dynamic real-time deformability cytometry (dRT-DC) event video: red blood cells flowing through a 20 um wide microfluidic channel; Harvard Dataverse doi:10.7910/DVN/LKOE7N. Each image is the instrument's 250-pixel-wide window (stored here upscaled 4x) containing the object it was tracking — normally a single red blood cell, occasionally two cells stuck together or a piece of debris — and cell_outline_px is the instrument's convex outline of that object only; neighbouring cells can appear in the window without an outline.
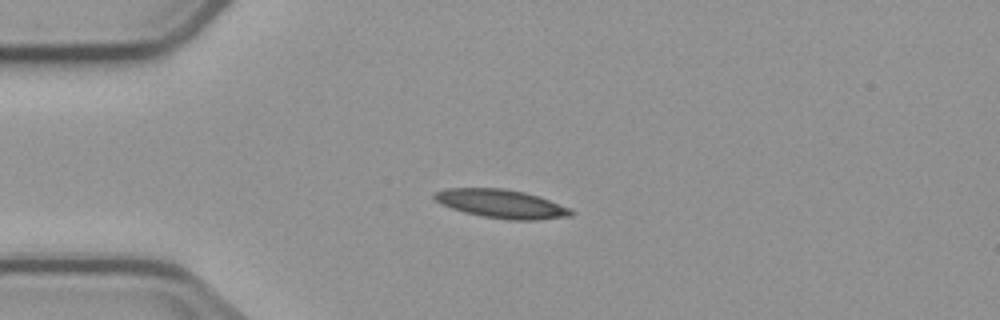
{"species": "common noctule bat (a hibernating species)", "species_latin": "Nyctalus noctula", "temperature_condition": "cold", "stored_images_in_passage": 4, "camera_frame_rate_fps": 3000, "um_per_image_px": 0.085, "animal": {"sex": "male", "body_mass_g": 23.1, "forearm_length_mm": 52.7}, "frame": {"image": 1, "passage_image": 1, "time_ms": 0.0, "image_size_px": [1000, 320], "cell_outline_px": [[576, 212], [572, 216], [536, 220], [508, 220], [480, 216], [464, 212], [440, 204], [432, 196], [432, 192], [444, 188], [504, 188], [524, 192], [572, 208]], "centroid_in_image_um": [42.6, 17.33], "position_along_channel_um": 42.4, "area_um2": 23.0}}
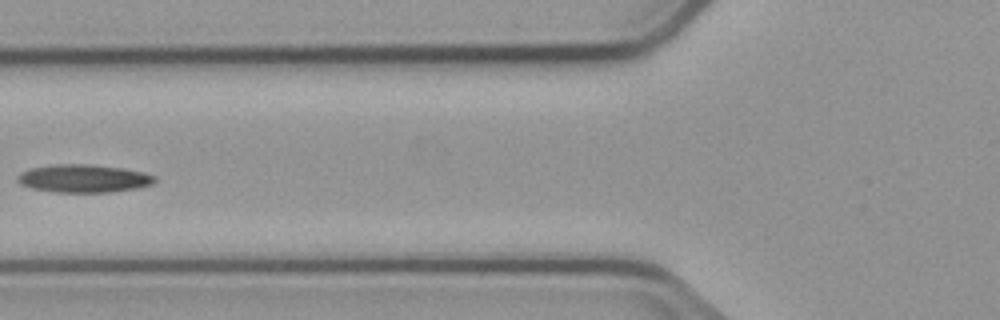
{"frame": {"image": 2, "passage_image": 3, "time_ms": 2.667, "image_size_px": [1000, 320], "cell_outline_px": [[156, 180], [152, 184], [136, 188], [112, 192], [56, 192], [32, 188], [20, 184], [16, 180], [16, 176], [20, 172], [32, 168], [56, 164], [84, 164], [120, 168], [144, 172], [156, 176]], "centroid_in_image_um": [7.09, 15.17], "position_along_channel_um": 118.7, "area_um2": 22.25}}
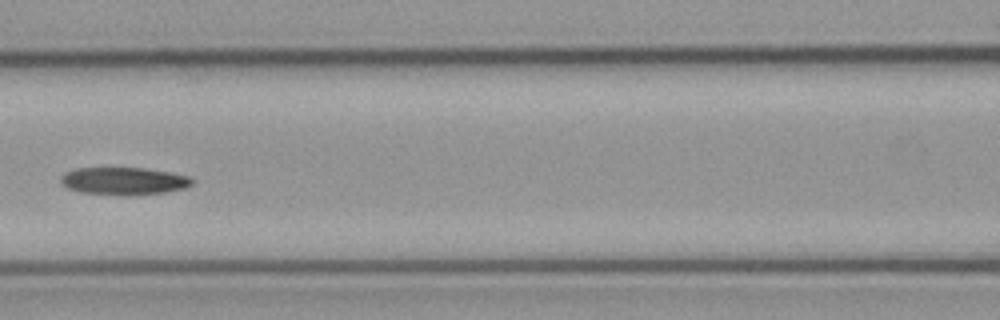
{"frame": {"image": 3, "passage_image": 4, "time_ms": 3.667, "image_size_px": [1000, 320], "cell_outline_px": [[196, 180], [192, 184], [184, 188], [164, 192], [128, 196], [124, 196], [80, 192], [68, 188], [60, 184], [60, 176], [64, 172], [76, 168], [144, 168], [172, 172], [192, 176]], "centroid_in_image_um": [10.54, 15.38], "position_along_channel_um": 156.1, "area_um2": 21.5}}